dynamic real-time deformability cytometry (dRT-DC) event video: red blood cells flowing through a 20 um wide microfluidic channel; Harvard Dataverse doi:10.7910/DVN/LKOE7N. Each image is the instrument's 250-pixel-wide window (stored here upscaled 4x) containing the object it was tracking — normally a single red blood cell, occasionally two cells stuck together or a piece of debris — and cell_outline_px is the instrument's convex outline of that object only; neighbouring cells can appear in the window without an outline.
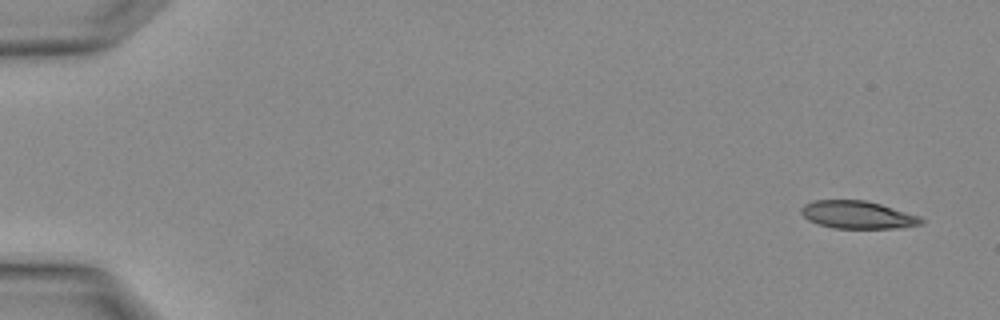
{"species": "Egyptian fruit bat (a non-hibernating species)", "species_latin": "Rousettus aegyptiacus", "temperature_condition": "warm", "stored_images_in_passage": 3, "camera_frame_rate_fps": 3000, "um_per_image_px": 0.085, "animal": {"sex": "female"}, "frame": {"image": 1, "passage_image": 1, "time_ms": 0.0, "image_size_px": [1000, 320], "cell_outline_px": [[924, 220], [920, 224], [904, 228], [832, 228], [816, 224], [808, 220], [800, 212], [800, 208], [804, 204], [812, 200], [864, 200], [880, 204], [920, 216]], "centroid_in_image_um": [72.86, 18.26], "position_along_channel_um": 12.1, "area_um2": 19.48}}
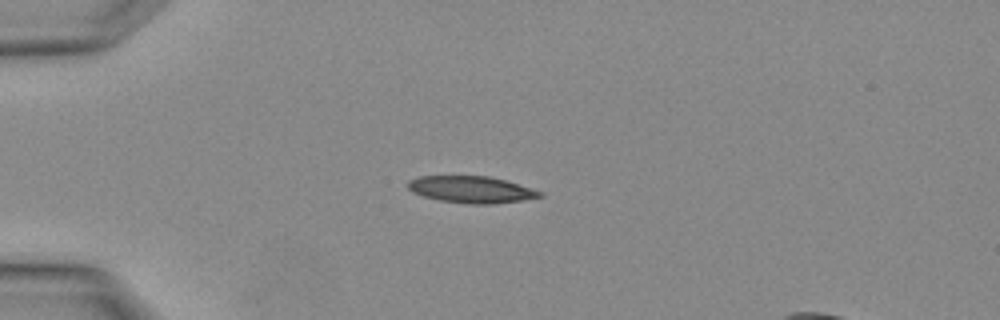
{"frame": {"image": 2, "passage_image": 3, "time_ms": 0.667, "image_size_px": [1000, 320], "cell_outline_px": [[544, 196], [520, 200], [492, 204], [468, 204], [440, 200], [424, 196], [412, 192], [408, 188], [408, 180], [420, 176], [488, 176], [504, 180], [544, 192]], "centroid_in_image_um": [40.05, 16.11], "position_along_channel_um": 45.0, "area_um2": 20.4}}